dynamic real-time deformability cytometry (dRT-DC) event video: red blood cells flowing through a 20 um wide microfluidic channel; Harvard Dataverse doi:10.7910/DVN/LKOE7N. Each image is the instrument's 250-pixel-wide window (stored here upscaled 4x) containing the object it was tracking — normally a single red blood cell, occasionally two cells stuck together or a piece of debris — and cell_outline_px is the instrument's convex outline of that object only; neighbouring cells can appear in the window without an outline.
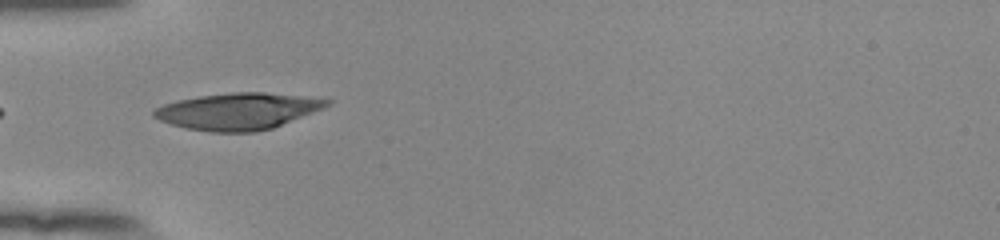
{"species": "human", "species_latin": "Homo sapiens", "temperature_condition": "room temperature", "stored_images_in_passage": 34, "camera_frame_rate_fps": 3000, "um_per_image_px": 0.085, "donor": {"sex": "female"}, "frame": {"image": 1, "passage_image": 1, "time_ms": 0.0, "image_size_px": [1000, 240], "cell_outline_px": [[332, 104], [324, 108], [272, 128], [256, 132], [208, 132], [188, 128], [172, 124], [160, 120], [152, 116], [152, 112], [156, 108], [164, 104], [176, 100], [200, 96], [232, 92], [264, 92], [300, 96], [332, 100]], "centroid_in_image_um": [20.22, 9.45], "position_along_channel_um": 64.8, "area_um2": 36.76}}
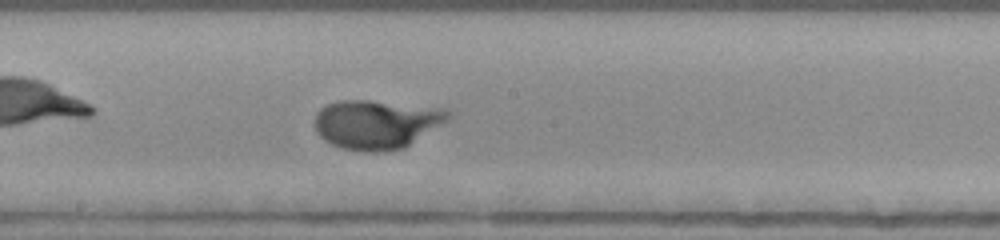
{"frame": {"image": 2, "passage_image": 13, "time_ms": 4.0, "image_size_px": [1000, 240], "cell_outline_px": [[452, 116], [448, 120], [404, 148], [384, 152], [364, 152], [340, 148], [324, 140], [316, 132], [316, 112], [320, 108], [328, 104], [344, 100], [368, 100], [448, 108], [452, 112]], "centroid_in_image_um": [32.03, 10.56], "position_along_channel_um": 216.2, "area_um2": 38.44}}
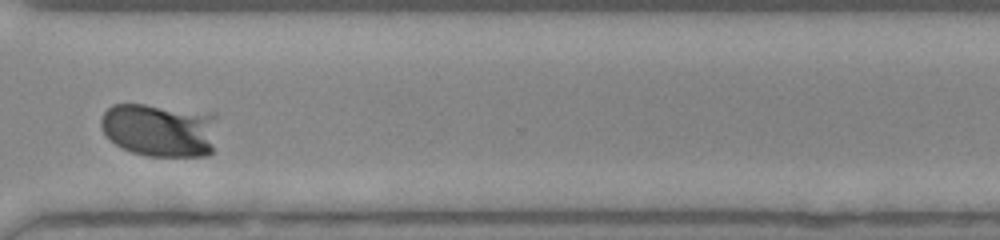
{"frame": {"image": 3, "passage_image": 24, "time_ms": 7.667, "image_size_px": [1000, 240], "cell_outline_px": [[216, 116], [212, 152], [208, 156], [148, 156], [132, 152], [120, 148], [104, 132], [100, 124], [100, 120], [104, 112], [112, 104], [144, 104], [216, 112]], "centroid_in_image_um": [13.61, 11.03], "position_along_channel_um": 357.0, "area_um2": 36.82}}